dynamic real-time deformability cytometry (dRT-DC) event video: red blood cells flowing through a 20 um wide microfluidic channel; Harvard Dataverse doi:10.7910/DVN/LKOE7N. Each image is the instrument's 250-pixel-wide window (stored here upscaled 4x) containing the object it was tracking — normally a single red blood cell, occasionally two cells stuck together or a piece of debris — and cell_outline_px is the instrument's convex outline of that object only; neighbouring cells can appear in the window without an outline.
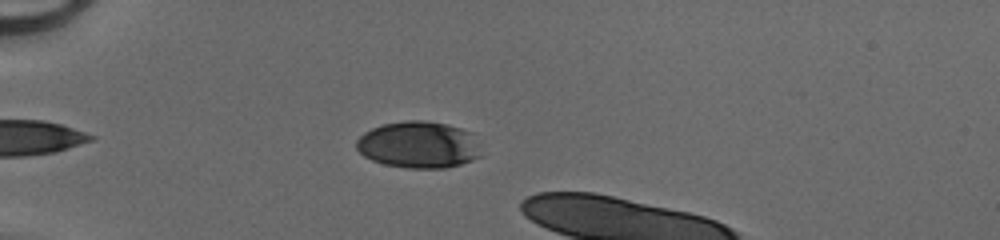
{"species": "human", "species_latin": "Homo sapiens", "temperature_condition": "cold", "stored_images_in_passage": 44, "camera_frame_rate_fps": 3000, "um_per_image_px": 0.085, "donor": {"sex": "male"}, "frame": {"image": 1, "passage_image": 16, "time_ms": 5.0, "image_size_px": [1000, 240], "cell_outline_px": [[480, 156], [472, 160], [460, 164], [444, 168], [412, 168], [384, 164], [372, 160], [364, 156], [356, 148], [356, 140], [364, 132], [372, 128], [384, 124], [412, 120], [416, 120], [444, 124], [456, 128], [464, 132]], "centroid_in_image_um": [35.42, 12.33], "position_along_channel_um": 49.6, "area_um2": 32.54}}
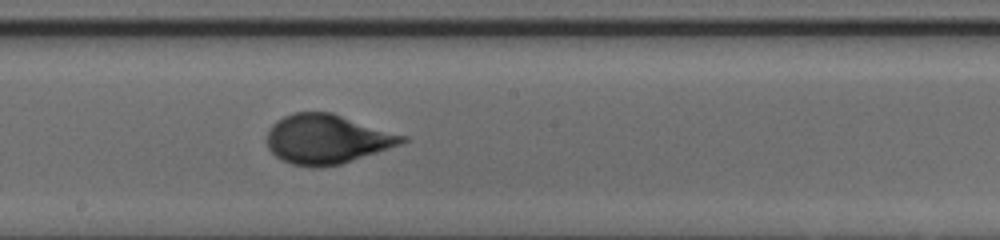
{"frame": {"image": 2, "passage_image": 30, "time_ms": 9.667, "image_size_px": [1000, 240], "cell_outline_px": [[408, 140], [340, 164], [292, 164], [276, 156], [268, 148], [268, 132], [284, 116], [296, 112], [328, 112], [408, 136]], "centroid_in_image_um": [27.79, 11.79], "position_along_channel_um": 220.4, "area_um2": 37.05}}
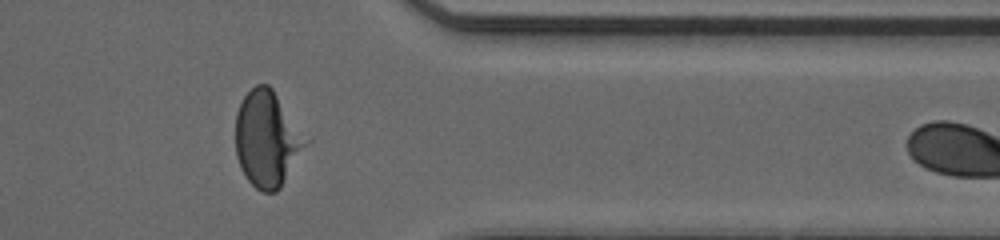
{"frame": {"image": 3, "passage_image": 42, "time_ms": 13.667, "image_size_px": [1000, 240], "cell_outline_px": [[304, 144], [280, 188], [276, 192], [264, 192], [256, 188], [248, 180], [236, 156], [236, 116], [240, 104], [244, 96], [256, 84], [268, 84], [272, 88]], "centroid_in_image_um": [22.57, 11.83], "position_along_channel_um": 388.8, "area_um2": 36.65}}